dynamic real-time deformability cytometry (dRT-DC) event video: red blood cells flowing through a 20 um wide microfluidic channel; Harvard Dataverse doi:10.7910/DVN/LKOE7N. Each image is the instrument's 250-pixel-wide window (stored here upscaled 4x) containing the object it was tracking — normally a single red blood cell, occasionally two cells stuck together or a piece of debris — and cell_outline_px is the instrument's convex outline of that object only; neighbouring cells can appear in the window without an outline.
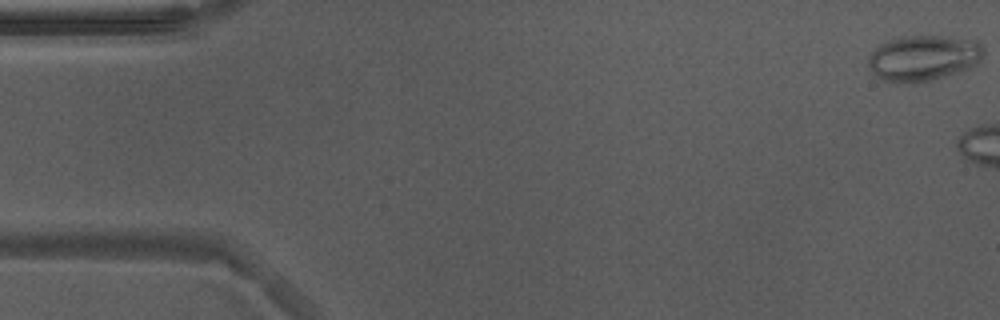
{"species": "Egyptian fruit bat (a non-hibernating species)", "species_latin": "Rousettus aegyptiacus", "temperature_condition": "warm", "stored_images_in_passage": 5, "camera_frame_rate_fps": 3000, "um_per_image_px": 0.085, "animal": {"sex": "male"}, "frame": {"image": 1, "passage_image": 1, "time_ms": 0.0, "image_size_px": [1000, 320], "cell_outline_px": [[984, 52], [980, 60], [968, 68], [960, 72], [928, 80], [908, 84], [880, 80], [872, 72], [868, 64], [868, 56], [880, 44], [888, 40], [900, 36], [940, 36], [972, 40], [980, 44], [984, 48]], "centroid_in_image_um": [78.44, 4.93], "position_along_channel_um": 6.6, "area_um2": 30.58}}